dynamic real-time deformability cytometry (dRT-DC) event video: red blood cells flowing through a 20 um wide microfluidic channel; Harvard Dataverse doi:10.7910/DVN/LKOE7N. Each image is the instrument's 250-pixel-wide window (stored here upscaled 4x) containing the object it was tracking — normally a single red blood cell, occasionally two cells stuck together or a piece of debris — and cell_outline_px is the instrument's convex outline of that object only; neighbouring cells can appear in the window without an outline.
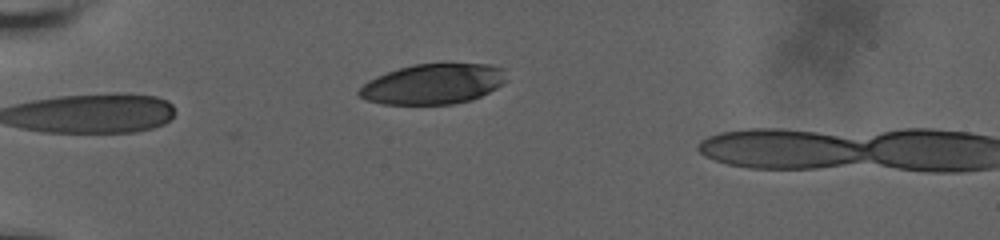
{"species": "human", "species_latin": "Homo sapiens", "temperature_condition": "room temperature", "stored_images_in_passage": 4, "camera_frame_rate_fps": 3000, "um_per_image_px": 0.085, "donor": {"sex": "male"}, "frame": {"image": 1, "passage_image": 4, "time_ms": 1.0, "image_size_px": [1000, 240], "cell_outline_px": [[508, 80], [496, 88], [472, 100], [452, 104], [384, 104], [368, 100], [360, 96], [356, 92], [368, 80], [376, 76], [412, 64], [488, 64], [500, 68]], "centroid_in_image_um": [36.8, 7.14], "position_along_channel_um": 48.2, "area_um2": 34.28}}